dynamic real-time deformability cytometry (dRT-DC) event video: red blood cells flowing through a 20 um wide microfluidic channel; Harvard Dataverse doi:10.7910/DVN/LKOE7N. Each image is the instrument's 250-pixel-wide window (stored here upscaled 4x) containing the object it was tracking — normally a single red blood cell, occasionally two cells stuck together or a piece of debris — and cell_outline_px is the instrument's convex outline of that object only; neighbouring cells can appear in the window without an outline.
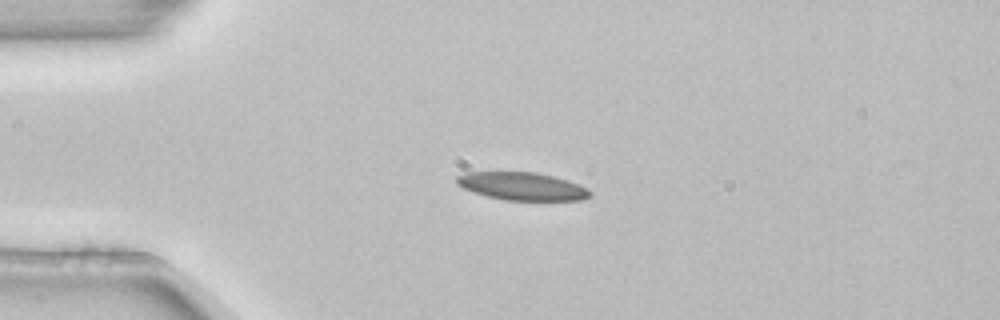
{"species": "common noctule bat (a hibernating species)", "species_latin": "Nyctalus noctula", "temperature_condition": "room temperature", "stored_images_in_passage": 4, "camera_frame_rate_fps": 3000, "um_per_image_px": 0.085, "animal": {"sex": "female", "body_mass_g": 22.7, "forearm_length_mm": 54.2}, "frame": {"image": 1, "passage_image": 2, "time_ms": 0.333, "image_size_px": [1000, 320], "cell_outline_px": [[592, 196], [584, 200], [504, 200], [472, 192], [456, 184], [456, 176], [464, 172], [536, 172], [568, 180], [580, 184], [588, 188], [592, 192]], "centroid_in_image_um": [44.4, 15.83], "position_along_channel_um": 40.6, "area_um2": 21.85}}